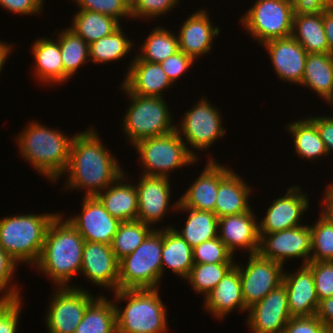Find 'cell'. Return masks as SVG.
Returning <instances> with one entry per match:
<instances>
[{"label": "cell", "instance_id": "1", "mask_svg": "<svg viewBox=\"0 0 333 333\" xmlns=\"http://www.w3.org/2000/svg\"><path fill=\"white\" fill-rule=\"evenodd\" d=\"M124 170L116 157L106 150L101 140L90 128L73 135L70 146L66 189H86V197L96 196L110 186Z\"/></svg>", "mask_w": 333, "mask_h": 333}, {"label": "cell", "instance_id": "2", "mask_svg": "<svg viewBox=\"0 0 333 333\" xmlns=\"http://www.w3.org/2000/svg\"><path fill=\"white\" fill-rule=\"evenodd\" d=\"M61 214L58 213L50 222L35 266L57 287H69L68 282L81 272L85 240L67 219L63 220Z\"/></svg>", "mask_w": 333, "mask_h": 333}, {"label": "cell", "instance_id": "3", "mask_svg": "<svg viewBox=\"0 0 333 333\" xmlns=\"http://www.w3.org/2000/svg\"><path fill=\"white\" fill-rule=\"evenodd\" d=\"M19 137V138H18ZM20 154L37 172L56 182L65 174L73 139L61 131L32 122L18 135Z\"/></svg>", "mask_w": 333, "mask_h": 333}, {"label": "cell", "instance_id": "4", "mask_svg": "<svg viewBox=\"0 0 333 333\" xmlns=\"http://www.w3.org/2000/svg\"><path fill=\"white\" fill-rule=\"evenodd\" d=\"M58 213L7 216L0 220V248L17 264L36 265L46 230Z\"/></svg>", "mask_w": 333, "mask_h": 333}, {"label": "cell", "instance_id": "5", "mask_svg": "<svg viewBox=\"0 0 333 333\" xmlns=\"http://www.w3.org/2000/svg\"><path fill=\"white\" fill-rule=\"evenodd\" d=\"M117 301L126 300L124 310L115 305L117 333H165L167 332L166 308L154 289H118Z\"/></svg>", "mask_w": 333, "mask_h": 333}, {"label": "cell", "instance_id": "6", "mask_svg": "<svg viewBox=\"0 0 333 333\" xmlns=\"http://www.w3.org/2000/svg\"><path fill=\"white\" fill-rule=\"evenodd\" d=\"M154 230L119 261L118 289H154L162 277L163 229Z\"/></svg>", "mask_w": 333, "mask_h": 333}, {"label": "cell", "instance_id": "7", "mask_svg": "<svg viewBox=\"0 0 333 333\" xmlns=\"http://www.w3.org/2000/svg\"><path fill=\"white\" fill-rule=\"evenodd\" d=\"M121 88L132 102L123 117L122 125L131 145L142 139L162 136L176 130L164 97L133 94L123 84Z\"/></svg>", "mask_w": 333, "mask_h": 333}, {"label": "cell", "instance_id": "8", "mask_svg": "<svg viewBox=\"0 0 333 333\" xmlns=\"http://www.w3.org/2000/svg\"><path fill=\"white\" fill-rule=\"evenodd\" d=\"M183 138L175 130L162 136L142 139L133 145L145 169L143 174L169 177L175 168L196 162L199 156L185 145Z\"/></svg>", "mask_w": 333, "mask_h": 333}, {"label": "cell", "instance_id": "9", "mask_svg": "<svg viewBox=\"0 0 333 333\" xmlns=\"http://www.w3.org/2000/svg\"><path fill=\"white\" fill-rule=\"evenodd\" d=\"M294 9L290 0H256L241 17V24L262 45L292 35Z\"/></svg>", "mask_w": 333, "mask_h": 333}, {"label": "cell", "instance_id": "10", "mask_svg": "<svg viewBox=\"0 0 333 333\" xmlns=\"http://www.w3.org/2000/svg\"><path fill=\"white\" fill-rule=\"evenodd\" d=\"M46 312L49 333H74L87 307L96 299L82 287H57Z\"/></svg>", "mask_w": 333, "mask_h": 333}, {"label": "cell", "instance_id": "11", "mask_svg": "<svg viewBox=\"0 0 333 333\" xmlns=\"http://www.w3.org/2000/svg\"><path fill=\"white\" fill-rule=\"evenodd\" d=\"M181 122L180 126L176 125L177 133L181 138L185 137V145L189 143L188 146L191 144L197 150H207L225 134L222 116L217 107L210 105L205 97L186 111Z\"/></svg>", "mask_w": 333, "mask_h": 333}, {"label": "cell", "instance_id": "12", "mask_svg": "<svg viewBox=\"0 0 333 333\" xmlns=\"http://www.w3.org/2000/svg\"><path fill=\"white\" fill-rule=\"evenodd\" d=\"M248 259L245 268L235 262L240 273L242 296L247 309L281 285L284 274L283 264L261 257L258 253L250 254Z\"/></svg>", "mask_w": 333, "mask_h": 333}, {"label": "cell", "instance_id": "13", "mask_svg": "<svg viewBox=\"0 0 333 333\" xmlns=\"http://www.w3.org/2000/svg\"><path fill=\"white\" fill-rule=\"evenodd\" d=\"M258 254L261 257L285 264L290 258H304L302 265L310 262L311 231L306 225L270 234H259Z\"/></svg>", "mask_w": 333, "mask_h": 333}, {"label": "cell", "instance_id": "14", "mask_svg": "<svg viewBox=\"0 0 333 333\" xmlns=\"http://www.w3.org/2000/svg\"><path fill=\"white\" fill-rule=\"evenodd\" d=\"M85 241L111 245L120 221L95 197L84 196L82 212L67 218Z\"/></svg>", "mask_w": 333, "mask_h": 333}, {"label": "cell", "instance_id": "15", "mask_svg": "<svg viewBox=\"0 0 333 333\" xmlns=\"http://www.w3.org/2000/svg\"><path fill=\"white\" fill-rule=\"evenodd\" d=\"M248 313L247 325L251 333H282L292 317L284 284L251 306Z\"/></svg>", "mask_w": 333, "mask_h": 333}, {"label": "cell", "instance_id": "16", "mask_svg": "<svg viewBox=\"0 0 333 333\" xmlns=\"http://www.w3.org/2000/svg\"><path fill=\"white\" fill-rule=\"evenodd\" d=\"M300 188L297 185L289 187L283 197L272 201L266 216L258 223L259 234H270L302 225L301 215L309 208V200Z\"/></svg>", "mask_w": 333, "mask_h": 333}, {"label": "cell", "instance_id": "17", "mask_svg": "<svg viewBox=\"0 0 333 333\" xmlns=\"http://www.w3.org/2000/svg\"><path fill=\"white\" fill-rule=\"evenodd\" d=\"M80 274L94 285L104 286L112 291L118 290L119 261L111 245L98 242H84Z\"/></svg>", "mask_w": 333, "mask_h": 333}, {"label": "cell", "instance_id": "18", "mask_svg": "<svg viewBox=\"0 0 333 333\" xmlns=\"http://www.w3.org/2000/svg\"><path fill=\"white\" fill-rule=\"evenodd\" d=\"M137 183V220L150 226L162 220L170 206L171 185L168 177L142 175ZM152 224V225H151Z\"/></svg>", "mask_w": 333, "mask_h": 333}, {"label": "cell", "instance_id": "19", "mask_svg": "<svg viewBox=\"0 0 333 333\" xmlns=\"http://www.w3.org/2000/svg\"><path fill=\"white\" fill-rule=\"evenodd\" d=\"M276 75L282 81L301 84L307 52L292 36L264 42Z\"/></svg>", "mask_w": 333, "mask_h": 333}, {"label": "cell", "instance_id": "20", "mask_svg": "<svg viewBox=\"0 0 333 333\" xmlns=\"http://www.w3.org/2000/svg\"><path fill=\"white\" fill-rule=\"evenodd\" d=\"M257 220L252 209L218 218V237L233 255L236 248L256 254L260 239Z\"/></svg>", "mask_w": 333, "mask_h": 333}, {"label": "cell", "instance_id": "21", "mask_svg": "<svg viewBox=\"0 0 333 333\" xmlns=\"http://www.w3.org/2000/svg\"><path fill=\"white\" fill-rule=\"evenodd\" d=\"M282 283L286 288L288 308L292 317L315 315L319 300L312 270L307 265H302L295 273L284 272Z\"/></svg>", "mask_w": 333, "mask_h": 333}, {"label": "cell", "instance_id": "22", "mask_svg": "<svg viewBox=\"0 0 333 333\" xmlns=\"http://www.w3.org/2000/svg\"><path fill=\"white\" fill-rule=\"evenodd\" d=\"M219 27H213L208 11L200 9L190 15L180 27L179 49L194 61L210 52L212 41L219 35Z\"/></svg>", "mask_w": 333, "mask_h": 333}, {"label": "cell", "instance_id": "23", "mask_svg": "<svg viewBox=\"0 0 333 333\" xmlns=\"http://www.w3.org/2000/svg\"><path fill=\"white\" fill-rule=\"evenodd\" d=\"M130 65L122 84L133 94L162 98L173 84L159 63L134 58Z\"/></svg>", "mask_w": 333, "mask_h": 333}, {"label": "cell", "instance_id": "24", "mask_svg": "<svg viewBox=\"0 0 333 333\" xmlns=\"http://www.w3.org/2000/svg\"><path fill=\"white\" fill-rule=\"evenodd\" d=\"M204 307L206 310L217 317L224 319L233 309L246 311L243 296L242 283L238 268L234 265L221 279V281L204 296Z\"/></svg>", "mask_w": 333, "mask_h": 333}, {"label": "cell", "instance_id": "25", "mask_svg": "<svg viewBox=\"0 0 333 333\" xmlns=\"http://www.w3.org/2000/svg\"><path fill=\"white\" fill-rule=\"evenodd\" d=\"M231 168L220 164V184L218 187L215 214L218 218L249 211L250 187Z\"/></svg>", "mask_w": 333, "mask_h": 333}, {"label": "cell", "instance_id": "26", "mask_svg": "<svg viewBox=\"0 0 333 333\" xmlns=\"http://www.w3.org/2000/svg\"><path fill=\"white\" fill-rule=\"evenodd\" d=\"M220 184V164L210 159L200 176L179 199L178 207L215 213L218 187Z\"/></svg>", "mask_w": 333, "mask_h": 333}, {"label": "cell", "instance_id": "27", "mask_svg": "<svg viewBox=\"0 0 333 333\" xmlns=\"http://www.w3.org/2000/svg\"><path fill=\"white\" fill-rule=\"evenodd\" d=\"M125 177L128 176H125L124 172L104 190L105 192L101 191L95 196L109 214L120 222L137 220L138 217L136 186L126 183Z\"/></svg>", "mask_w": 333, "mask_h": 333}, {"label": "cell", "instance_id": "28", "mask_svg": "<svg viewBox=\"0 0 333 333\" xmlns=\"http://www.w3.org/2000/svg\"><path fill=\"white\" fill-rule=\"evenodd\" d=\"M34 57V74L36 79L42 83L64 84V67L61 58V52L58 40L53 41L50 38H40L32 46Z\"/></svg>", "mask_w": 333, "mask_h": 333}, {"label": "cell", "instance_id": "29", "mask_svg": "<svg viewBox=\"0 0 333 333\" xmlns=\"http://www.w3.org/2000/svg\"><path fill=\"white\" fill-rule=\"evenodd\" d=\"M301 85L313 89L333 106V55L308 53Z\"/></svg>", "mask_w": 333, "mask_h": 333}, {"label": "cell", "instance_id": "30", "mask_svg": "<svg viewBox=\"0 0 333 333\" xmlns=\"http://www.w3.org/2000/svg\"><path fill=\"white\" fill-rule=\"evenodd\" d=\"M162 277L165 266L175 275L186 279L191 271L193 262V248L172 228L163 229L162 247Z\"/></svg>", "mask_w": 333, "mask_h": 333}, {"label": "cell", "instance_id": "31", "mask_svg": "<svg viewBox=\"0 0 333 333\" xmlns=\"http://www.w3.org/2000/svg\"><path fill=\"white\" fill-rule=\"evenodd\" d=\"M179 200L173 204V211L181 210L188 212V217L182 231L172 228L178 233L192 248L204 241L218 237V217L214 212L199 211L186 207H178Z\"/></svg>", "mask_w": 333, "mask_h": 333}, {"label": "cell", "instance_id": "32", "mask_svg": "<svg viewBox=\"0 0 333 333\" xmlns=\"http://www.w3.org/2000/svg\"><path fill=\"white\" fill-rule=\"evenodd\" d=\"M291 36L307 53H329V44L323 26V12L294 14Z\"/></svg>", "mask_w": 333, "mask_h": 333}, {"label": "cell", "instance_id": "33", "mask_svg": "<svg viewBox=\"0 0 333 333\" xmlns=\"http://www.w3.org/2000/svg\"><path fill=\"white\" fill-rule=\"evenodd\" d=\"M115 304L107 297H96L74 333H117Z\"/></svg>", "mask_w": 333, "mask_h": 333}, {"label": "cell", "instance_id": "34", "mask_svg": "<svg viewBox=\"0 0 333 333\" xmlns=\"http://www.w3.org/2000/svg\"><path fill=\"white\" fill-rule=\"evenodd\" d=\"M287 129L293 135L295 151L300 158L313 161L320 156L328 155L317 126L309 116L307 119L289 123Z\"/></svg>", "mask_w": 333, "mask_h": 333}, {"label": "cell", "instance_id": "35", "mask_svg": "<svg viewBox=\"0 0 333 333\" xmlns=\"http://www.w3.org/2000/svg\"><path fill=\"white\" fill-rule=\"evenodd\" d=\"M120 27V22L112 16L78 10L72 21V29L85 42L91 44L102 37L112 34Z\"/></svg>", "mask_w": 333, "mask_h": 333}, {"label": "cell", "instance_id": "36", "mask_svg": "<svg viewBox=\"0 0 333 333\" xmlns=\"http://www.w3.org/2000/svg\"><path fill=\"white\" fill-rule=\"evenodd\" d=\"M58 42L64 67V82L83 66L90 58L89 44L72 29L67 28L59 33Z\"/></svg>", "mask_w": 333, "mask_h": 333}, {"label": "cell", "instance_id": "37", "mask_svg": "<svg viewBox=\"0 0 333 333\" xmlns=\"http://www.w3.org/2000/svg\"><path fill=\"white\" fill-rule=\"evenodd\" d=\"M140 49L141 53L135 58H141L147 62L161 63L180 50L178 35L171 33L162 26H158L150 32Z\"/></svg>", "mask_w": 333, "mask_h": 333}, {"label": "cell", "instance_id": "38", "mask_svg": "<svg viewBox=\"0 0 333 333\" xmlns=\"http://www.w3.org/2000/svg\"><path fill=\"white\" fill-rule=\"evenodd\" d=\"M153 230L139 220L120 222L111 243L116 259L120 261L131 254Z\"/></svg>", "mask_w": 333, "mask_h": 333}, {"label": "cell", "instance_id": "39", "mask_svg": "<svg viewBox=\"0 0 333 333\" xmlns=\"http://www.w3.org/2000/svg\"><path fill=\"white\" fill-rule=\"evenodd\" d=\"M132 40L125 37L119 27L112 34L89 44V61L107 63L123 58L132 49Z\"/></svg>", "mask_w": 333, "mask_h": 333}, {"label": "cell", "instance_id": "40", "mask_svg": "<svg viewBox=\"0 0 333 333\" xmlns=\"http://www.w3.org/2000/svg\"><path fill=\"white\" fill-rule=\"evenodd\" d=\"M235 265L234 263L199 264L194 263L186 278L192 289L205 296L221 281L224 275Z\"/></svg>", "mask_w": 333, "mask_h": 333}, {"label": "cell", "instance_id": "41", "mask_svg": "<svg viewBox=\"0 0 333 333\" xmlns=\"http://www.w3.org/2000/svg\"><path fill=\"white\" fill-rule=\"evenodd\" d=\"M319 217L314 225L309 226L311 231L310 262L333 261V223Z\"/></svg>", "mask_w": 333, "mask_h": 333}, {"label": "cell", "instance_id": "42", "mask_svg": "<svg viewBox=\"0 0 333 333\" xmlns=\"http://www.w3.org/2000/svg\"><path fill=\"white\" fill-rule=\"evenodd\" d=\"M233 254L215 237L193 248V262L199 264L233 263Z\"/></svg>", "mask_w": 333, "mask_h": 333}, {"label": "cell", "instance_id": "43", "mask_svg": "<svg viewBox=\"0 0 333 333\" xmlns=\"http://www.w3.org/2000/svg\"><path fill=\"white\" fill-rule=\"evenodd\" d=\"M80 10L98 12L119 20L131 17V0H74Z\"/></svg>", "mask_w": 333, "mask_h": 333}, {"label": "cell", "instance_id": "44", "mask_svg": "<svg viewBox=\"0 0 333 333\" xmlns=\"http://www.w3.org/2000/svg\"><path fill=\"white\" fill-rule=\"evenodd\" d=\"M318 300L333 296V261L309 262Z\"/></svg>", "mask_w": 333, "mask_h": 333}, {"label": "cell", "instance_id": "45", "mask_svg": "<svg viewBox=\"0 0 333 333\" xmlns=\"http://www.w3.org/2000/svg\"><path fill=\"white\" fill-rule=\"evenodd\" d=\"M180 0H131V18H149L163 15L179 3Z\"/></svg>", "mask_w": 333, "mask_h": 333}, {"label": "cell", "instance_id": "46", "mask_svg": "<svg viewBox=\"0 0 333 333\" xmlns=\"http://www.w3.org/2000/svg\"><path fill=\"white\" fill-rule=\"evenodd\" d=\"M21 298H0V333H16Z\"/></svg>", "mask_w": 333, "mask_h": 333}, {"label": "cell", "instance_id": "47", "mask_svg": "<svg viewBox=\"0 0 333 333\" xmlns=\"http://www.w3.org/2000/svg\"><path fill=\"white\" fill-rule=\"evenodd\" d=\"M15 266H17V263L0 248V293L5 292L2 293L4 295L0 298H21L17 286H10L12 284L11 277L13 278L12 275L16 269Z\"/></svg>", "mask_w": 333, "mask_h": 333}, {"label": "cell", "instance_id": "48", "mask_svg": "<svg viewBox=\"0 0 333 333\" xmlns=\"http://www.w3.org/2000/svg\"><path fill=\"white\" fill-rule=\"evenodd\" d=\"M159 64L161 65V68L166 73V75L169 77L170 81L175 83L181 75L186 73L185 71H187V69L192 67L194 60L179 50Z\"/></svg>", "mask_w": 333, "mask_h": 333}, {"label": "cell", "instance_id": "49", "mask_svg": "<svg viewBox=\"0 0 333 333\" xmlns=\"http://www.w3.org/2000/svg\"><path fill=\"white\" fill-rule=\"evenodd\" d=\"M324 324L315 316L291 317L282 333H324Z\"/></svg>", "mask_w": 333, "mask_h": 333}, {"label": "cell", "instance_id": "50", "mask_svg": "<svg viewBox=\"0 0 333 333\" xmlns=\"http://www.w3.org/2000/svg\"><path fill=\"white\" fill-rule=\"evenodd\" d=\"M44 0H0V6L21 15H36L42 11Z\"/></svg>", "mask_w": 333, "mask_h": 333}, {"label": "cell", "instance_id": "51", "mask_svg": "<svg viewBox=\"0 0 333 333\" xmlns=\"http://www.w3.org/2000/svg\"><path fill=\"white\" fill-rule=\"evenodd\" d=\"M294 14H317L333 7V0H290Z\"/></svg>", "mask_w": 333, "mask_h": 333}, {"label": "cell", "instance_id": "52", "mask_svg": "<svg viewBox=\"0 0 333 333\" xmlns=\"http://www.w3.org/2000/svg\"><path fill=\"white\" fill-rule=\"evenodd\" d=\"M317 126L321 139L324 141L327 153L333 152V116L309 117Z\"/></svg>", "mask_w": 333, "mask_h": 333}, {"label": "cell", "instance_id": "53", "mask_svg": "<svg viewBox=\"0 0 333 333\" xmlns=\"http://www.w3.org/2000/svg\"><path fill=\"white\" fill-rule=\"evenodd\" d=\"M315 316L333 332V296L319 301Z\"/></svg>", "mask_w": 333, "mask_h": 333}, {"label": "cell", "instance_id": "54", "mask_svg": "<svg viewBox=\"0 0 333 333\" xmlns=\"http://www.w3.org/2000/svg\"><path fill=\"white\" fill-rule=\"evenodd\" d=\"M323 26L329 44V54L333 55V7L323 11Z\"/></svg>", "mask_w": 333, "mask_h": 333}, {"label": "cell", "instance_id": "55", "mask_svg": "<svg viewBox=\"0 0 333 333\" xmlns=\"http://www.w3.org/2000/svg\"><path fill=\"white\" fill-rule=\"evenodd\" d=\"M324 193L325 197L321 200L324 205L320 216L327 222L333 223V184H329Z\"/></svg>", "mask_w": 333, "mask_h": 333}, {"label": "cell", "instance_id": "56", "mask_svg": "<svg viewBox=\"0 0 333 333\" xmlns=\"http://www.w3.org/2000/svg\"><path fill=\"white\" fill-rule=\"evenodd\" d=\"M12 46L8 43L1 42L0 41V73L3 68V65L5 64V61L7 60L8 56L11 54Z\"/></svg>", "mask_w": 333, "mask_h": 333}, {"label": "cell", "instance_id": "57", "mask_svg": "<svg viewBox=\"0 0 333 333\" xmlns=\"http://www.w3.org/2000/svg\"><path fill=\"white\" fill-rule=\"evenodd\" d=\"M324 333H333V332H331V331H329V330H326Z\"/></svg>", "mask_w": 333, "mask_h": 333}]
</instances>
